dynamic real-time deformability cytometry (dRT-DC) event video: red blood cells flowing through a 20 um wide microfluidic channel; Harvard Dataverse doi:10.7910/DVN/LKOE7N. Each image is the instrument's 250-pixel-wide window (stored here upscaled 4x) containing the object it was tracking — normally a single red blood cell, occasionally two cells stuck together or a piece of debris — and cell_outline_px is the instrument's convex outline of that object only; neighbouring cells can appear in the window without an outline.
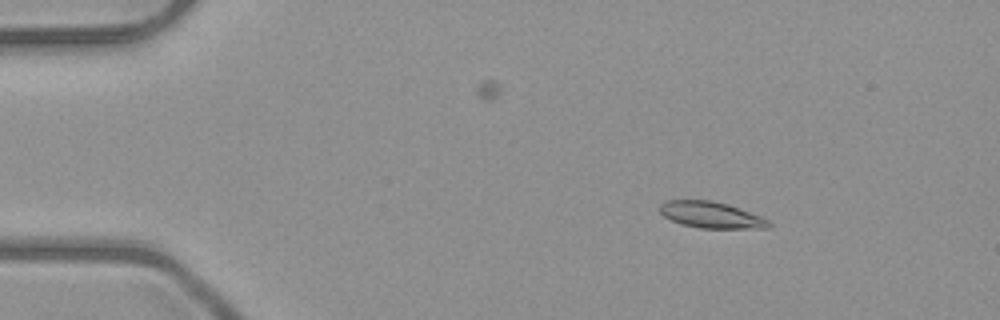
{"species": "common noctule bat (a hibernating species)", "species_latin": "Nyctalus noctula", "temperature_condition": "room temperature", "stored_images_in_passage": 52, "camera_frame_rate_fps": 3000, "um_per_image_px": 0.085, "animal": {"sex": "male", "body_mass_g": 23.1, "forearm_length_mm": 52.7}, "frame": {"image": 1, "passage_image": 8, "time_ms": 2.333, "image_size_px": [1000, 320], "cell_outline_px": [[772, 224], [768, 228], [700, 228], [680, 224], [664, 216], [660, 212], [660, 204], [664, 200], [712, 200], [728, 204], [760, 216], [768, 220]], "centroid_in_image_um": [60.42, 18.26], "position_along_channel_um": 24.6, "area_um2": 16.7}}
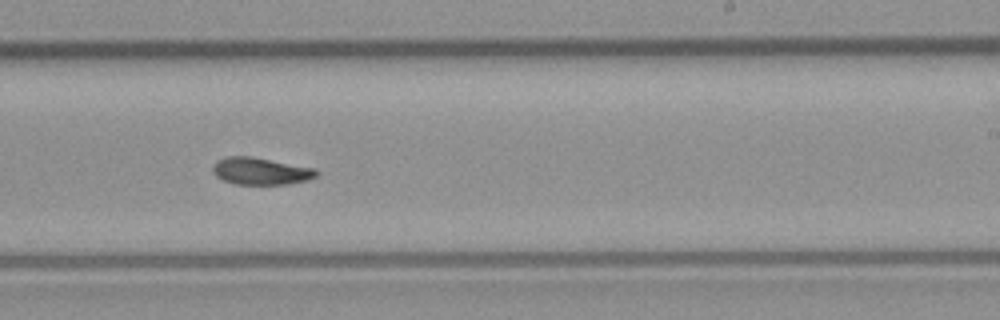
{"frame": {"image": 2, "passage_image": 32, "time_ms": 10.333, "image_size_px": [1000, 320], "cell_outline_px": [[320, 172], [316, 176], [308, 180], [288, 184], [236, 184], [224, 180], [216, 176], [212, 172], [212, 164], [216, 160], [228, 156], [252, 156], [316, 168]], "centroid_in_image_um": [22.16, 14.53], "position_along_channel_um": 266.8, "area_um2": 16.59}}
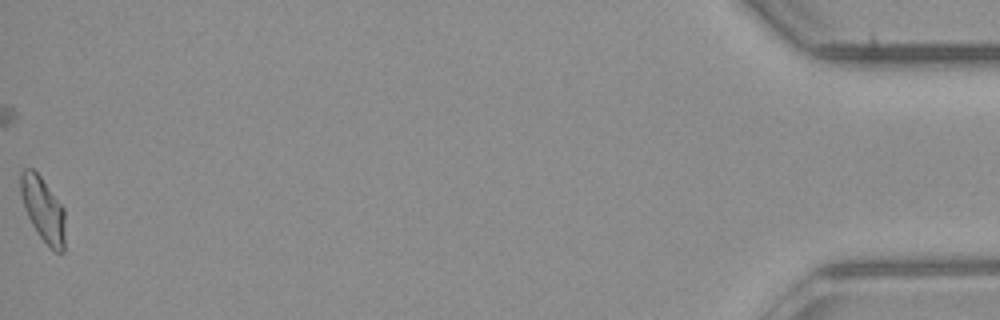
{"frame": {"image": 3, "passage_image": 52, "time_ms": 17.0, "image_size_px": [1000, 320], "cell_outline_px": [[64, 252], [56, 252], [40, 236], [32, 224], [28, 216], [20, 192], [20, 172], [24, 168], [32, 168], [40, 176], [64, 208]], "centroid_in_image_um": [3.66, 17.76], "position_along_channel_um": 431.5, "area_um2": 16.36}, "authors_computed_cell_mechanics": {"area_um2": 16.5886, "velocity_mm_per_s": 4.025, "shape_relaxation_time_tau1_ms": 8.5974, "shape_relaxation_time_tau2_ms": null, "deformation_change_tau1": 0.1908, "deformation_change_tau2": null}}